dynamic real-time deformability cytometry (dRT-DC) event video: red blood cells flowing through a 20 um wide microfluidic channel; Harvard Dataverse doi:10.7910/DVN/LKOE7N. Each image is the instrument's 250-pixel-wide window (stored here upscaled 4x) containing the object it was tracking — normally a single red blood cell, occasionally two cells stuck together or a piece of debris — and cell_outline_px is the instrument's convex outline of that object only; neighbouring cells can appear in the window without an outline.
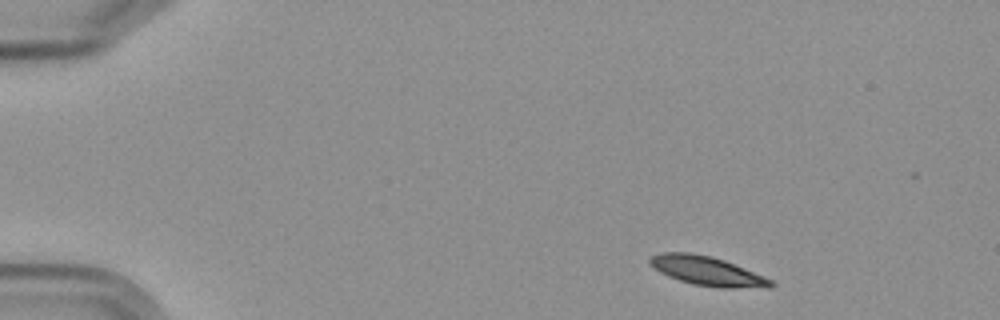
{"species": "Egyptian fruit bat (a non-hibernating species)", "species_latin": "Rousettus aegyptiacus", "temperature_condition": "cold", "stored_images_in_passage": 3, "camera_frame_rate_fps": 3000, "um_per_image_px": 0.085, "frame": {"image": 1, "passage_image": 1, "time_ms": 0.0, "image_size_px": [1000, 320], "cell_outline_px": [[776, 284], [772, 288], [720, 288], [692, 284], [668, 276], [660, 272], [648, 264], [648, 260], [652, 256], [664, 252], [692, 252], [712, 256], [724, 260], [772, 280]], "centroid_in_image_um": [60.11, 23.04], "position_along_channel_um": 24.9, "area_um2": 20.63}}